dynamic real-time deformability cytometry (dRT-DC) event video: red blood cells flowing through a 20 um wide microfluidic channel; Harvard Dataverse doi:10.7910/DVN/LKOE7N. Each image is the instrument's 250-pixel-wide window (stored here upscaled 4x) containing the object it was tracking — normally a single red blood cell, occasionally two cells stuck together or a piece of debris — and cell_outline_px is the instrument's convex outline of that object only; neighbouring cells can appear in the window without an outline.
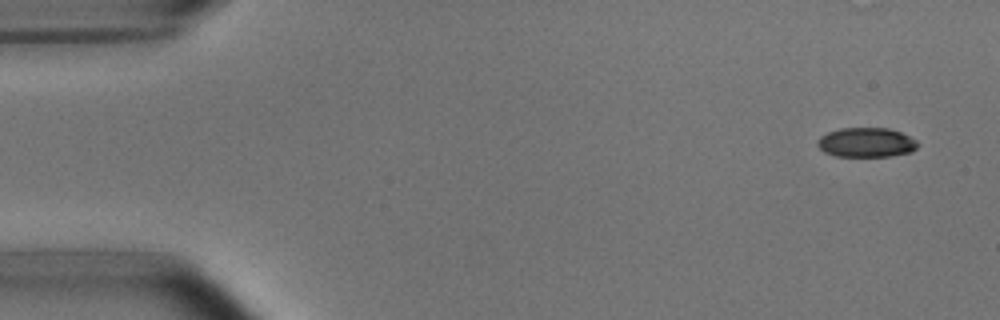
{"species": "common noctule bat (a hibernating species)", "species_latin": "Nyctalus noctula", "temperature_condition": "room temperature", "stored_images_in_passage": 5, "camera_frame_rate_fps": 3000, "um_per_image_px": 0.085, "animal": {"sex": "male", "body_mass_g": 15.6}, "frame": {"image": 1, "passage_image": 1, "time_ms": 0.0, "image_size_px": [1000, 320], "cell_outline_px": [[920, 144], [912, 152], [892, 156], [836, 156], [824, 152], [816, 144], [816, 140], [820, 136], [828, 132], [840, 128], [888, 128], [900, 132], [916, 140]], "centroid_in_image_um": [73.63, 12.11], "position_along_channel_um": 11.4, "area_um2": 17.34}}
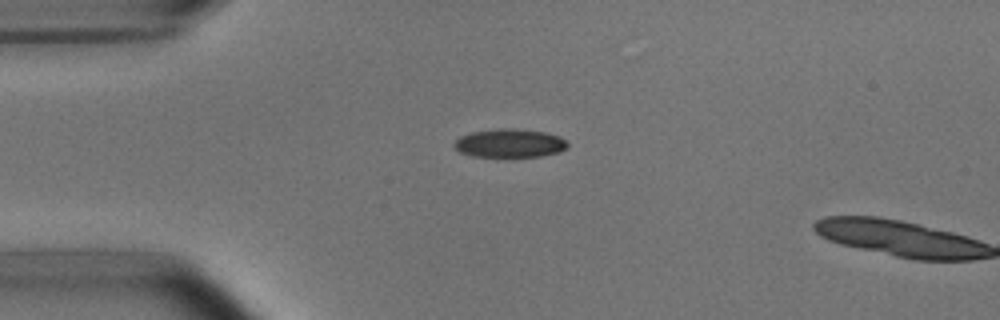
{"frame": {"image": 2, "passage_image": 4, "time_ms": 3.333, "image_size_px": [1000, 320], "cell_outline_px": [[568, 148], [560, 152], [540, 156], [472, 156], [460, 152], [452, 144], [460, 136], [472, 132], [500, 128], [516, 128], [544, 132], [560, 136], [568, 144]], "centroid_in_image_um": [43.34, 12.16], "position_along_channel_um": 41.7, "area_um2": 18.79}}